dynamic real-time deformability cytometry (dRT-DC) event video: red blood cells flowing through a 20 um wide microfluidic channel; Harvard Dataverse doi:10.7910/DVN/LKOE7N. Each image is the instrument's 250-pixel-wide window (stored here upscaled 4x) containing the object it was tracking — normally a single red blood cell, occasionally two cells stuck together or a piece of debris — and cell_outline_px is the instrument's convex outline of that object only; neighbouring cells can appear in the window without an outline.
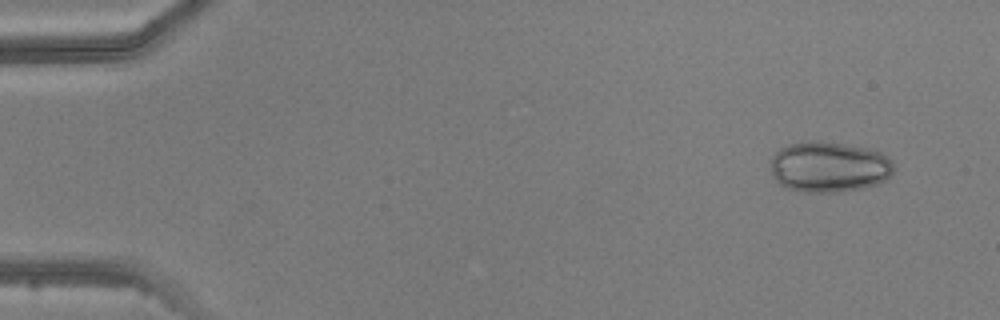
{"species": "common noctule bat (a hibernating species)", "species_latin": "Nyctalus noctula", "temperature_condition": "warm", "stored_images_in_passage": 4, "camera_frame_rate_fps": 3000, "um_per_image_px": 0.085, "animal": {"sex": "male", "body_mass_g": 20.5, "forearm_length_mm": 52.5}, "frame": {"image": 1, "passage_image": 1, "time_ms": 0.0, "image_size_px": [1000, 320], "cell_outline_px": [[892, 172], [880, 184], [864, 188], [844, 192], [804, 192], [788, 188], [780, 184], [776, 180], [772, 172], [772, 156], [780, 148], [788, 144], [808, 140], [820, 140], [868, 148], [880, 152], [888, 156], [892, 164]], "centroid_in_image_um": [70.47, 14.18], "position_along_channel_um": 14.5, "area_um2": 36.59}}